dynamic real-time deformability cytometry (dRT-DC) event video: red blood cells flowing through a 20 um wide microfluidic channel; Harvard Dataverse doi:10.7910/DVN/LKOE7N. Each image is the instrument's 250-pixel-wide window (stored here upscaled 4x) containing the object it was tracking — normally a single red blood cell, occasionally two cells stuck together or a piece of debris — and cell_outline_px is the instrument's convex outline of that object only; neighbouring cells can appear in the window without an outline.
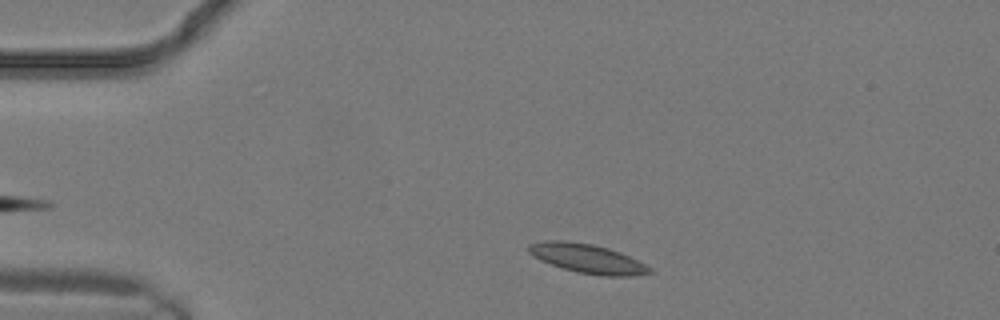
{"species": "common noctule bat (a hibernating species)", "species_latin": "Nyctalus noctula", "temperature_condition": "warm", "stored_images_in_passage": 7, "camera_frame_rate_fps": 3000, "um_per_image_px": 0.085, "animal": {"sex": "male", "body_mass_g": 19.2, "forearm_length_mm": 51.8}, "frame": {"image": 1, "passage_image": 2, "time_ms": 0.333, "image_size_px": [1000, 320], "cell_outline_px": [[652, 272], [636, 276], [600, 276], [576, 272], [552, 264], [528, 252], [528, 244], [544, 240], [564, 240], [592, 244], [608, 248], [620, 252], [652, 268]], "centroid_in_image_um": [49.95, 21.98], "position_along_channel_um": 35.0, "area_um2": 20.35}}
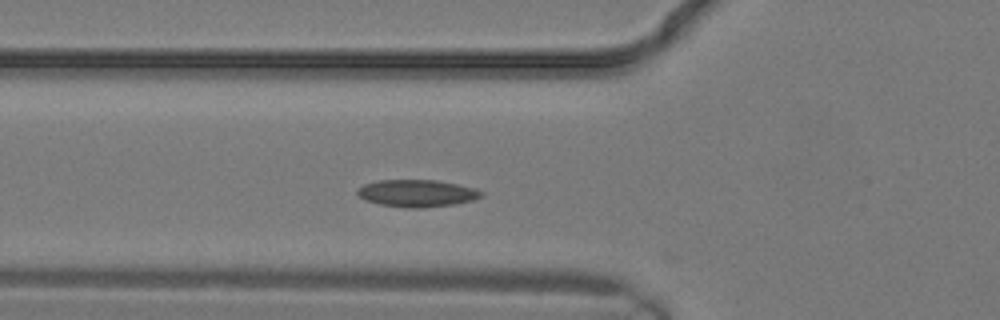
{"frame": {"image": 2, "passage_image": 6, "time_ms": 1.667, "image_size_px": [1000, 320], "cell_outline_px": [[484, 192], [480, 196], [472, 200], [456, 204], [420, 208], [408, 208], [380, 204], [364, 200], [356, 192], [356, 188], [364, 184], [376, 180], [436, 180], [456, 184], [472, 188]], "centroid_in_image_um": [35.38, 16.42], "position_along_channel_um": 90.4, "area_um2": 19.54}}